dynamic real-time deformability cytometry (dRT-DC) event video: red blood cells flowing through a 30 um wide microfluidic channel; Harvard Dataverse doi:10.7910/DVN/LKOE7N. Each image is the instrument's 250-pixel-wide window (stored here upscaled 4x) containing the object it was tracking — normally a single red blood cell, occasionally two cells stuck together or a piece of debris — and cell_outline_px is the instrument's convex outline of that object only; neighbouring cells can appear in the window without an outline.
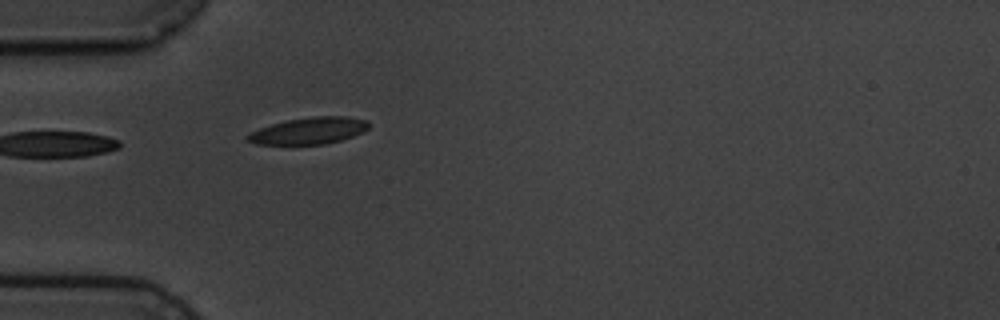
{"species": "common noctule bat (a hibernating species)", "species_latin": "Nyctalus noctula", "temperature_condition": "cold", "stored_images_in_passage": 1, "camera_frame_rate_fps": 3000, "um_per_image_px": 0.085, "animal": {"sex": "male", "body_mass_g": 19.5, "forearm_length_mm": 54.6}, "frame": {"image": 1, "passage_image": 1, "time_ms": 0.0, "image_size_px": [1000, 320], "cell_outline_px": [[368, 128], [364, 132], [340, 140], [324, 144], [256, 144], [248, 140], [244, 136], [260, 128], [272, 124], [288, 120], [312, 116], [348, 116], [368, 120]], "centroid_in_image_um": [26.29, 11.1], "position_along_channel_um": 58.7, "area_um2": 18.73}}